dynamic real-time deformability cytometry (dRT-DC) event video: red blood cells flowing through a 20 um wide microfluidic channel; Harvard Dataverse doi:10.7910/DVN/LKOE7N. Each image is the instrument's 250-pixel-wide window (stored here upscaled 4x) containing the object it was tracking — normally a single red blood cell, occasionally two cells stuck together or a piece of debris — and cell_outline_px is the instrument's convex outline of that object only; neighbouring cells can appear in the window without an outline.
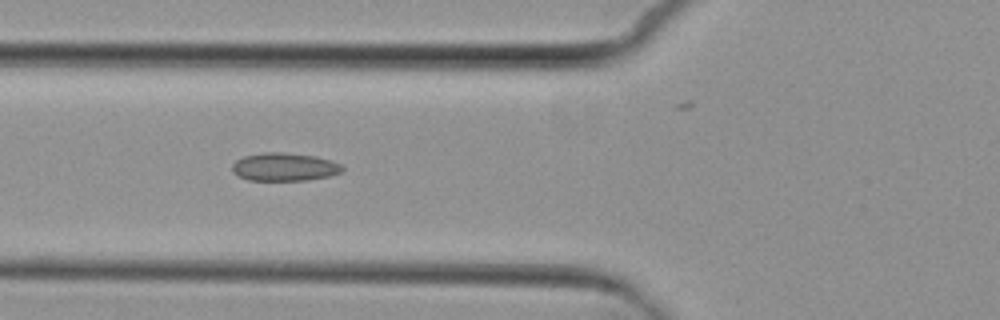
{"species": "common noctule bat (a hibernating species)", "species_latin": "Nyctalus noctula", "temperature_condition": "cold", "stored_images_in_passage": 10, "camera_frame_rate_fps": 3000, "um_per_image_px": 0.085, "animal": {"sex": "female", "body_mass_g": 29.2, "forearm_length_mm": 56.3}, "frame": {"image": 1, "passage_image": 6, "time_ms": 5.667, "image_size_px": [1000, 320], "cell_outline_px": [[344, 168], [340, 172], [328, 176], [308, 180], [248, 180], [236, 176], [232, 172], [232, 164], [236, 160], [244, 156], [264, 152], [284, 152], [316, 156], [340, 164]], "centroid_in_image_um": [24.12, 14.19], "position_along_channel_um": 101.7, "area_um2": 18.03}}
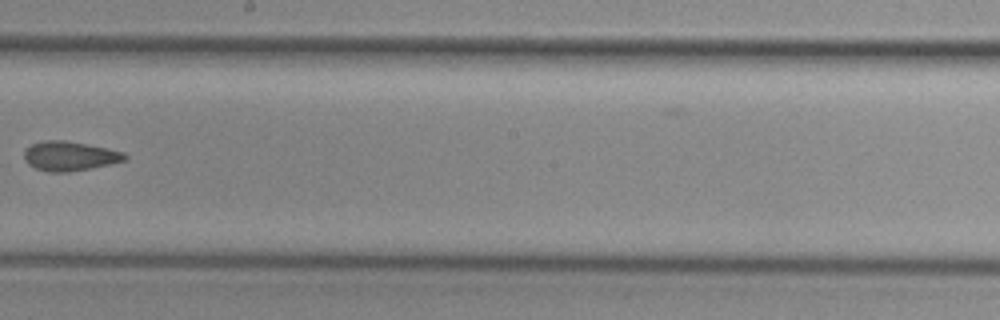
{"frame": {"image": 2, "passage_image": 9, "time_ms": 9.333, "image_size_px": [1000, 320], "cell_outline_px": [[128, 160], [112, 164], [92, 168], [68, 172], [48, 172], [36, 168], [28, 164], [24, 160], [24, 152], [32, 144], [44, 140], [64, 140], [124, 152], [128, 156]], "centroid_in_image_um": [5.94, 13.28], "position_along_channel_um": 242.3, "area_um2": 17.22}}
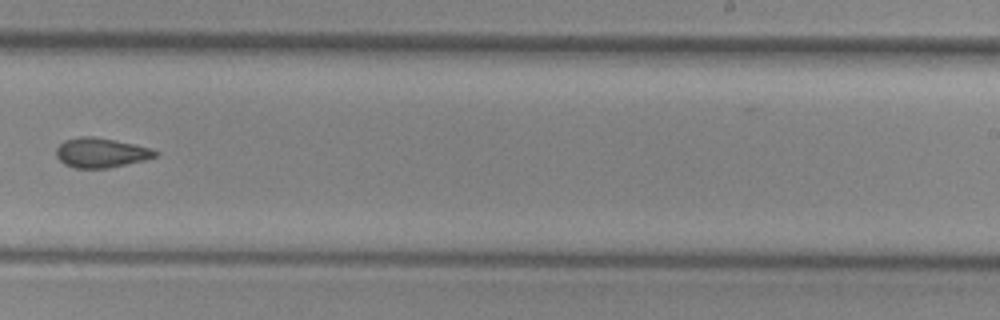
{"frame": {"image": 3, "passage_image": 10, "time_ms": 10.333, "image_size_px": [1000, 320], "cell_outline_px": [[160, 152], [156, 156], [144, 160], [108, 168], [76, 168], [64, 164], [56, 156], [56, 148], [64, 140], [80, 136], [92, 136], [152, 148]], "centroid_in_image_um": [8.57, 12.98], "position_along_channel_um": 280.4, "area_um2": 16.99}}